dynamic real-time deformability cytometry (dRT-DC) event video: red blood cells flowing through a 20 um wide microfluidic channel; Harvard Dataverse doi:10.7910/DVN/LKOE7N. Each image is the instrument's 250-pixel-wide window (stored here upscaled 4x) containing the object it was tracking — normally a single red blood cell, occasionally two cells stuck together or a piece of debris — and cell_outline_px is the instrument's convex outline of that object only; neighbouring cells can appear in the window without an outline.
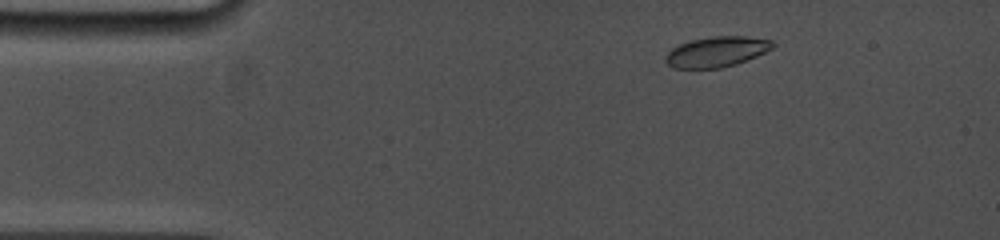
{"species": "common noctule bat (a hibernating species)", "species_latin": "Nyctalus noctula", "temperature_condition": "cold", "stored_images_in_passage": 13, "camera_frame_rate_fps": 5000, "um_per_image_px": 0.085, "animal": {"sex": "female", "body_mass_g": 19.0, "forearm_length_mm": 53.3}, "frame": {"image": 1, "passage_image": 5, "time_ms": 1.4, "image_size_px": [1000, 240], "cell_outline_px": [[776, 44], [772, 48], [756, 56], [736, 64], [720, 68], [676, 68], [668, 64], [664, 60], [664, 56], [672, 48], [680, 44], [692, 40], [712, 36], [744, 36], [772, 40]], "centroid_in_image_um": [60.91, 4.39], "position_along_channel_um": 24.1, "area_um2": 18.84}}
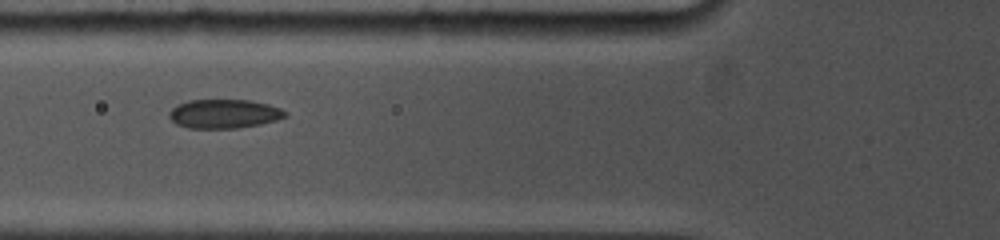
{"frame": {"image": 2, "passage_image": 11, "time_ms": 5.2, "image_size_px": [1000, 240], "cell_outline_px": [[288, 116], [276, 120], [260, 124], [236, 128], [188, 128], [176, 124], [168, 116], [168, 112], [176, 104], [188, 100], [248, 100], [268, 104], [280, 108], [288, 112]], "centroid_in_image_um": [19.03, 9.67], "position_along_channel_um": 106.8, "area_um2": 19.71}}
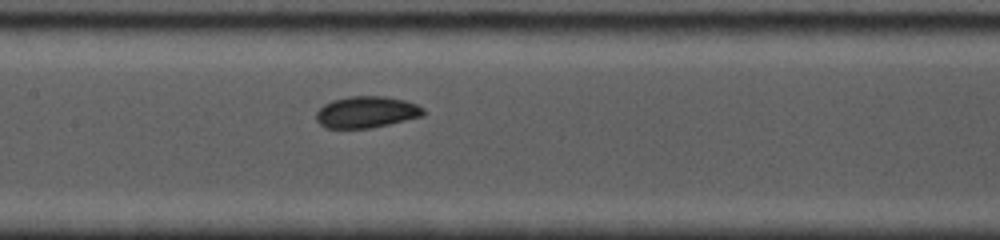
{"frame": {"image": 3, "passage_image": 13, "time_ms": 7.0, "image_size_px": [1000, 240], "cell_outline_px": [[424, 116], [372, 128], [328, 128], [320, 124], [316, 120], [316, 112], [324, 104], [332, 100], [352, 96], [384, 96], [404, 100], [416, 104], [424, 108]], "centroid_in_image_um": [31.16, 9.53], "position_along_channel_um": 176.2, "area_um2": 19.71}}